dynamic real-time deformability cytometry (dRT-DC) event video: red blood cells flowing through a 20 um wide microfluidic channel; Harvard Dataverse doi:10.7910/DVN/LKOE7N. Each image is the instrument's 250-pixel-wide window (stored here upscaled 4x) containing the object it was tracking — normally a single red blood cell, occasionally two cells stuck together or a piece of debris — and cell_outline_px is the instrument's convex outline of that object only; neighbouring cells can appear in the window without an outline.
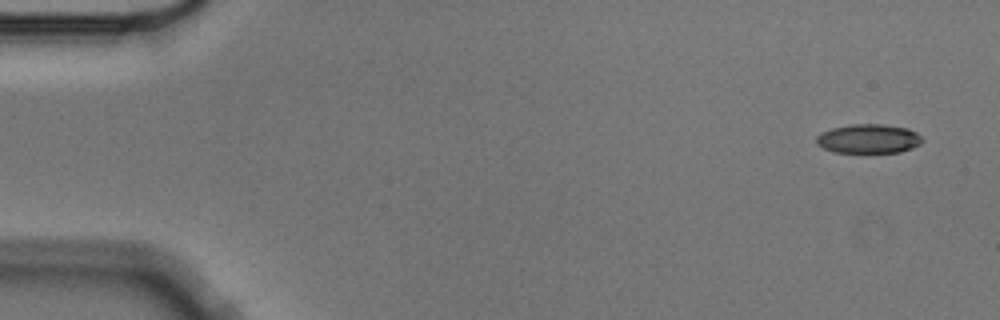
{"species": "Egyptian fruit bat (a non-hibernating species)", "species_latin": "Rousettus aegyptiacus", "temperature_condition": "cold", "stored_images_in_passage": 8, "camera_frame_rate_fps": 3000, "um_per_image_px": 0.085, "animal": {"sex": "male"}, "frame": {"image": 1, "passage_image": 1, "time_ms": 0.0, "image_size_px": [1000, 320], "cell_outline_px": [[924, 140], [920, 144], [912, 148], [900, 152], [836, 152], [824, 148], [816, 144], [816, 136], [832, 128], [852, 124], [880, 124], [908, 128], [916, 132]], "centroid_in_image_um": [73.85, 11.79], "position_along_channel_um": 11.2, "area_um2": 17.86}}
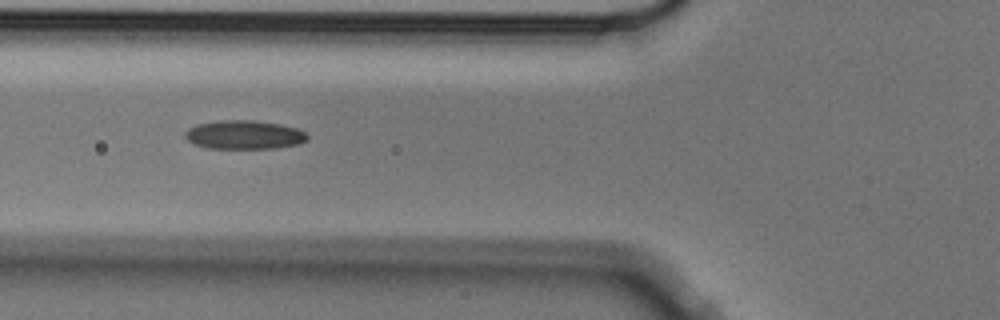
{"frame": {"image": 2, "passage_image": 6, "time_ms": 1.667, "image_size_px": [1000, 320], "cell_outline_px": [[308, 140], [300, 144], [276, 148], [208, 148], [192, 144], [184, 136], [184, 132], [188, 128], [196, 124], [220, 120], [252, 120], [280, 124], [296, 128], [304, 132], [308, 136]], "centroid_in_image_um": [20.74, 11.46], "position_along_channel_um": 105.1, "area_um2": 20.63}}
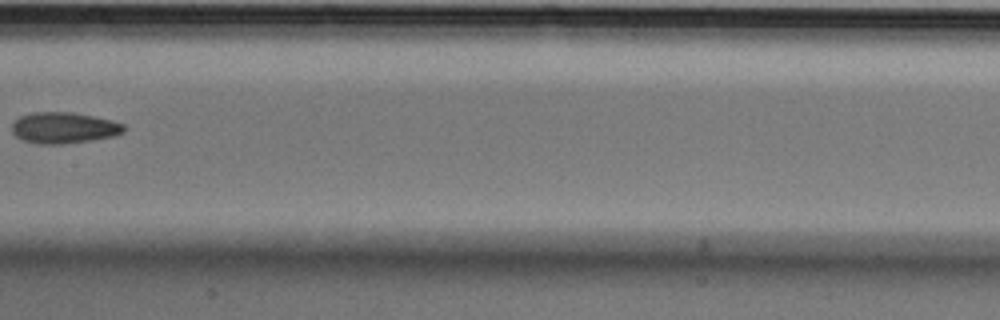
{"frame": {"image": 3, "passage_image": 8, "time_ms": 2.333, "image_size_px": [1000, 320], "cell_outline_px": [[128, 128], [124, 132], [112, 136], [92, 140], [60, 144], [36, 144], [20, 140], [12, 132], [12, 124], [20, 116], [32, 112], [72, 112], [112, 120], [124, 124]], "centroid_in_image_um": [5.42, 10.87], "position_along_channel_um": 202.0, "area_um2": 20.46}}